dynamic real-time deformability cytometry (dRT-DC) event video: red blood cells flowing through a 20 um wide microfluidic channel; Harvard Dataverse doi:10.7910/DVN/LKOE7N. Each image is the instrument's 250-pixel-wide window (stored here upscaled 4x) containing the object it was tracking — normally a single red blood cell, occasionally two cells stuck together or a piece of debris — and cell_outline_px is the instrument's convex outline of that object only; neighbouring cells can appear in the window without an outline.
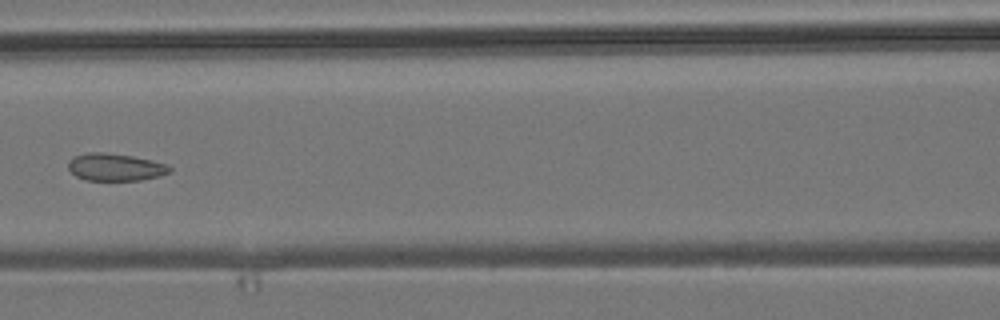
{"species": "common noctule bat (a hibernating species)", "species_latin": "Nyctalus noctula", "temperature_condition": "room temperature", "stored_images_in_passage": 6, "camera_frame_rate_fps": 3000, "um_per_image_px": 0.085, "animal": {"sex": "male", "body_mass_g": 19.2, "forearm_length_mm": 51.8}, "frame": {"image": 1, "passage_image": 6, "time_ms": 6.0, "image_size_px": [1000, 320], "cell_outline_px": [[172, 172], [160, 176], [140, 180], [84, 180], [76, 176], [68, 168], [68, 160], [72, 156], [88, 152], [100, 152], [132, 156], [168, 164], [172, 168]], "centroid_in_image_um": [9.8, 14.21], "position_along_channel_um": 156.8, "area_um2": 16.3}}